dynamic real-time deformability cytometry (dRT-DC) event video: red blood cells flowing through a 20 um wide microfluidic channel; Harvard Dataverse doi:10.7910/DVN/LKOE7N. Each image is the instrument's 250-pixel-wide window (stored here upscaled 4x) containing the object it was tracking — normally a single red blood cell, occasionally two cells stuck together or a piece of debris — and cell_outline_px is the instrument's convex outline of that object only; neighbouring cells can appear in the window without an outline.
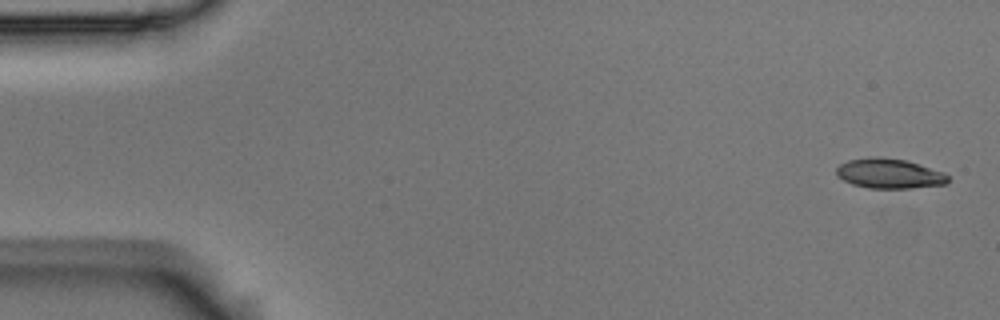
{"species": "Egyptian fruit bat (a non-hibernating species)", "species_latin": "Rousettus aegyptiacus", "temperature_condition": "room temperature", "stored_images_in_passage": 4, "camera_frame_rate_fps": 3000, "um_per_image_px": 0.085, "animal": {"sex": "male"}, "frame": {"image": 1, "passage_image": 1, "time_ms": 0.0, "image_size_px": [1000, 320], "cell_outline_px": [[948, 180], [944, 184], [912, 188], [868, 188], [852, 184], [836, 176], [836, 168], [840, 164], [848, 160], [876, 156], [904, 160], [944, 172], [948, 176]], "centroid_in_image_um": [75.55, 14.75], "position_along_channel_um": 9.5, "area_um2": 19.25}}